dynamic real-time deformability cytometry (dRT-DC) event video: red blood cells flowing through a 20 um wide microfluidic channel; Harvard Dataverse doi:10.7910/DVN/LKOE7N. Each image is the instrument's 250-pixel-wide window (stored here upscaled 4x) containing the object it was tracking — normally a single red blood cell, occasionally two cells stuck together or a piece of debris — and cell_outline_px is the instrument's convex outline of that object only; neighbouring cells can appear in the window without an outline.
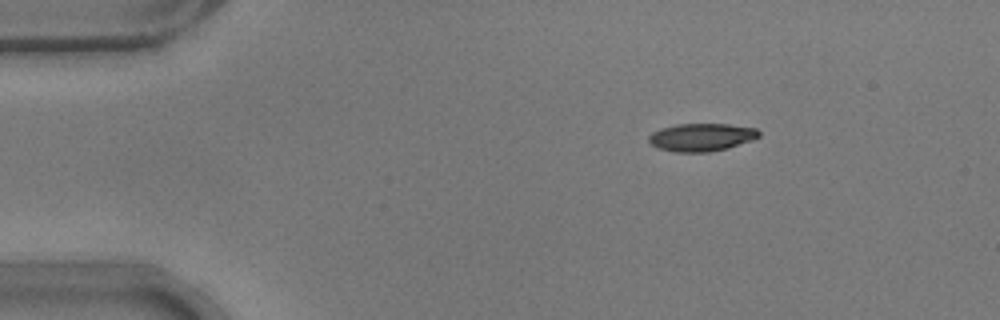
{"species": "common noctule bat (a hibernating species)", "species_latin": "Nyctalus noctula", "temperature_condition": "warm", "stored_images_in_passage": 46, "camera_frame_rate_fps": 3000, "um_per_image_px": 0.085, "animal": {"sex": "male", "body_mass_g": 17.9}, "frame": {"image": 1, "passage_image": 1, "time_ms": 0.0, "image_size_px": [1000, 320], "cell_outline_px": [[760, 136], [752, 140], [728, 148], [708, 152], [672, 152], [656, 148], [648, 140], [648, 136], [652, 132], [660, 128], [676, 124], [728, 124], [756, 128], [760, 132]], "centroid_in_image_um": [59.6, 11.66], "position_along_channel_um": 25.4, "area_um2": 18.03}}
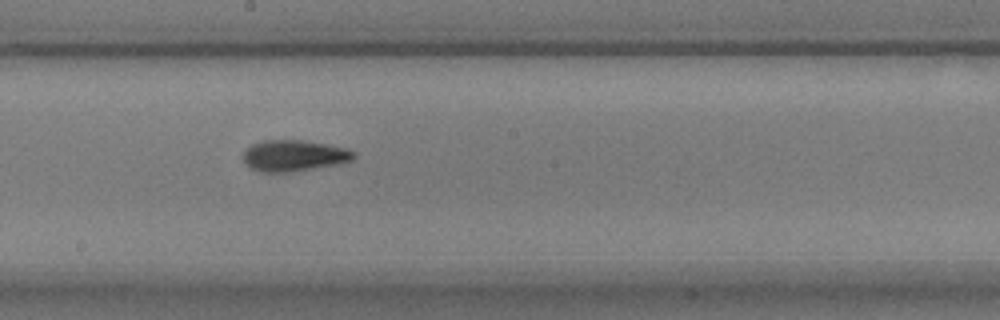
{"frame": {"image": 2, "passage_image": 22, "time_ms": 7.0, "image_size_px": [1000, 320], "cell_outline_px": [[356, 156], [352, 160], [340, 164], [288, 172], [260, 172], [248, 168], [244, 164], [244, 152], [252, 144], [260, 140], [304, 140], [328, 144], [348, 148], [356, 152]], "centroid_in_image_um": [25.0, 13.23], "position_along_channel_um": 223.2, "area_um2": 20.4}}
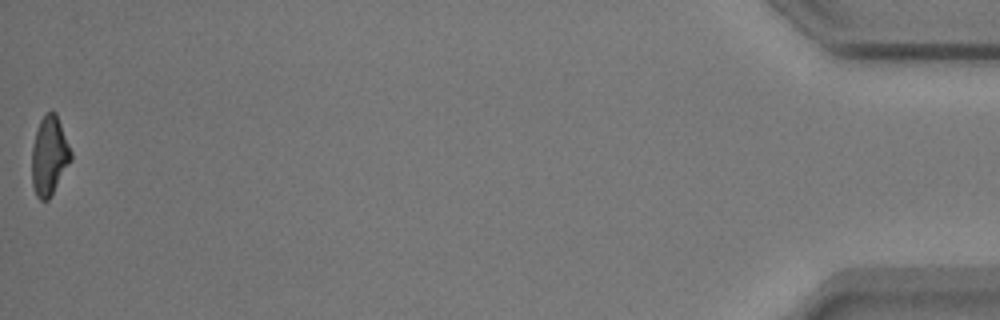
{"frame": {"image": 3, "passage_image": 46, "time_ms": 15.0, "image_size_px": [1000, 320], "cell_outline_px": [[72, 160], [48, 200], [40, 200], [36, 196], [32, 184], [32, 148], [36, 132], [40, 120], [48, 112], [56, 112], [72, 152]], "centroid_in_image_um": [4.2, 13.26], "position_along_channel_um": 431.0, "area_um2": 17.86}, "authors_computed_cell_mechanics": {"area_um2": 18.8139, "velocity_mm_per_s": 3.7969, "shape_relaxation_time_tau1_ms": 3.5853, "shape_relaxation_time_tau2_ms": 4.1, "deformation_change_tau1": 0.1661, "deformation_change_tau2": 0.0965}}